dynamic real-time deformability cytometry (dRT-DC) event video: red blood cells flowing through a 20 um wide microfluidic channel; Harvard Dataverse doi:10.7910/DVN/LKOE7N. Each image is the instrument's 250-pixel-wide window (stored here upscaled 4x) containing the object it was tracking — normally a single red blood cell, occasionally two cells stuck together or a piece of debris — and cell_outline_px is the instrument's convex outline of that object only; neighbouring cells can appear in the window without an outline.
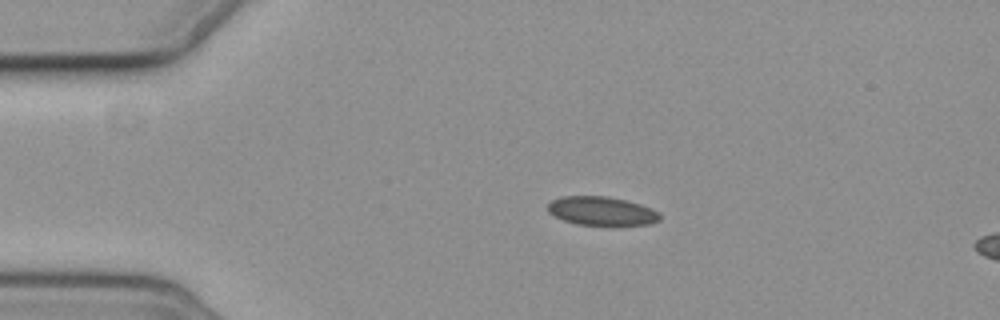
{"species": "common noctule bat (a hibernating species)", "species_latin": "Nyctalus noctula", "temperature_condition": "cold", "stored_images_in_passage": 3, "camera_frame_rate_fps": 3000, "um_per_image_px": 0.085, "animal": {"sex": "female", "body_mass_g": 19.3, "forearm_length_mm": 54.1}, "frame": {"image": 1, "passage_image": 1, "time_ms": 0.0, "image_size_px": [1000, 320], "cell_outline_px": [[660, 220], [648, 224], [576, 224], [564, 220], [548, 212], [548, 204], [552, 200], [560, 196], [608, 196], [640, 204], [652, 208], [660, 212]], "centroid_in_image_um": [51.14, 17.91], "position_along_channel_um": 33.9, "area_um2": 18.5}}